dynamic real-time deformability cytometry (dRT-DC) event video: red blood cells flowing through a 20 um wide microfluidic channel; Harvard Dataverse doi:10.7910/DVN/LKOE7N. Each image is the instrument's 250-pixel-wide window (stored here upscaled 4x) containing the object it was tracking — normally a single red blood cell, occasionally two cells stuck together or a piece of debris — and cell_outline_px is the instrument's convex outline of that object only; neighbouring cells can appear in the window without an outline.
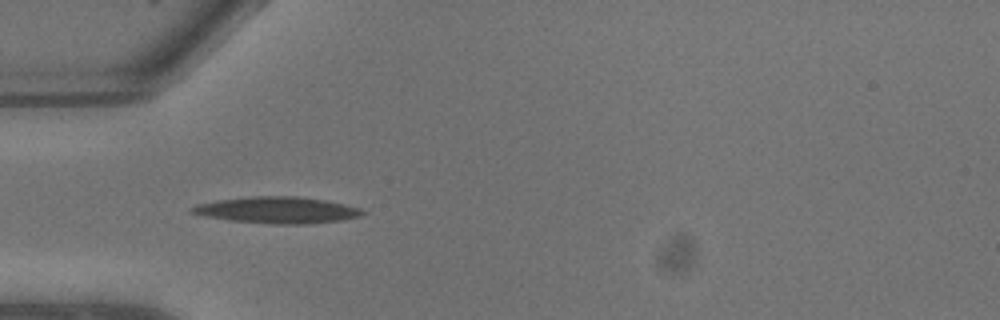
{"species": "common noctule bat (a hibernating species)", "species_latin": "Nyctalus noctula", "temperature_condition": "warm", "stored_images_in_passage": 3, "camera_frame_rate_fps": 3000, "um_per_image_px": 0.085, "animal": {"sex": "male", "body_mass_g": 13.3}, "frame": {"image": 1, "passage_image": 2, "time_ms": 0.333, "image_size_px": [1000, 320], "cell_outline_px": [[368, 212], [360, 216], [344, 220], [312, 224], [276, 224], [228, 220], [204, 216], [188, 212], [188, 208], [200, 204], [216, 200], [248, 196], [296, 196], [324, 200], [344, 204], [360, 208]], "centroid_in_image_um": [23.58, 17.86], "position_along_channel_um": 61.4, "area_um2": 26.53}}